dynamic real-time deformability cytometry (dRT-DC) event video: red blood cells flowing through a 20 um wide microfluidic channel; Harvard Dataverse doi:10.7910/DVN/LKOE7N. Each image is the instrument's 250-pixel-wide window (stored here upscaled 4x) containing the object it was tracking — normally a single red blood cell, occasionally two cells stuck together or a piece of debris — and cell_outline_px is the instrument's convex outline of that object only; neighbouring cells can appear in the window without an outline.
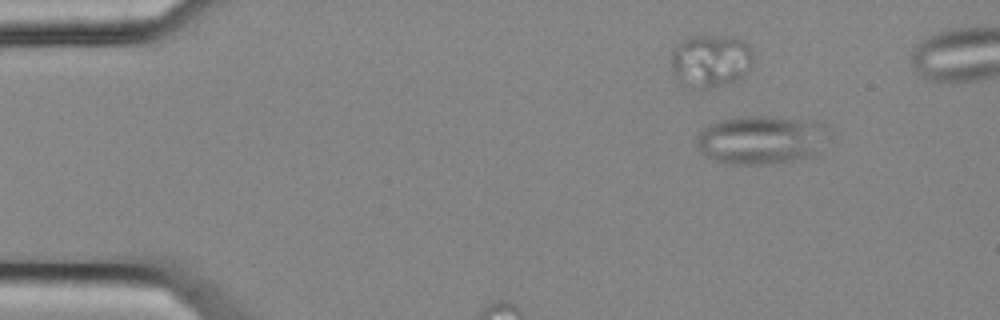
{"species": "common noctule bat (a hibernating species)", "species_latin": "Nyctalus noctula", "temperature_condition": "cold", "stored_images_in_passage": 13, "camera_frame_rate_fps": 3000, "um_per_image_px": 0.085, "animal": {"sex": "female", "body_mass_g": 25.1}, "frame": {"image": 1, "passage_image": 1, "time_ms": 0.0, "image_size_px": [1000, 320], "cell_outline_px": [[824, 124], [812, 152], [808, 156], [772, 164], [724, 164], [708, 156], [696, 144], [696, 136], [704, 128], [720, 120], [744, 116], [764, 116], [812, 120]], "centroid_in_image_um": [64.52, 11.87], "position_along_channel_um": 20.5, "area_um2": 35.72}}
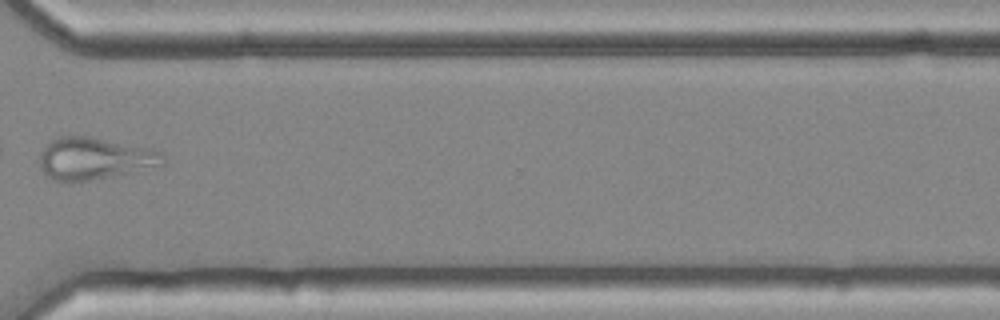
{"frame": {"image": 2, "passage_image": 10, "time_ms": 3.0, "image_size_px": [1000, 320], "cell_outline_px": [[164, 164], [88, 180], [52, 180], [44, 176], [40, 168], [40, 152], [56, 136], [88, 136], [148, 148], [160, 152], [164, 156]], "centroid_in_image_um": [7.95, 13.45], "position_along_channel_um": 362.7, "area_um2": 29.42}}